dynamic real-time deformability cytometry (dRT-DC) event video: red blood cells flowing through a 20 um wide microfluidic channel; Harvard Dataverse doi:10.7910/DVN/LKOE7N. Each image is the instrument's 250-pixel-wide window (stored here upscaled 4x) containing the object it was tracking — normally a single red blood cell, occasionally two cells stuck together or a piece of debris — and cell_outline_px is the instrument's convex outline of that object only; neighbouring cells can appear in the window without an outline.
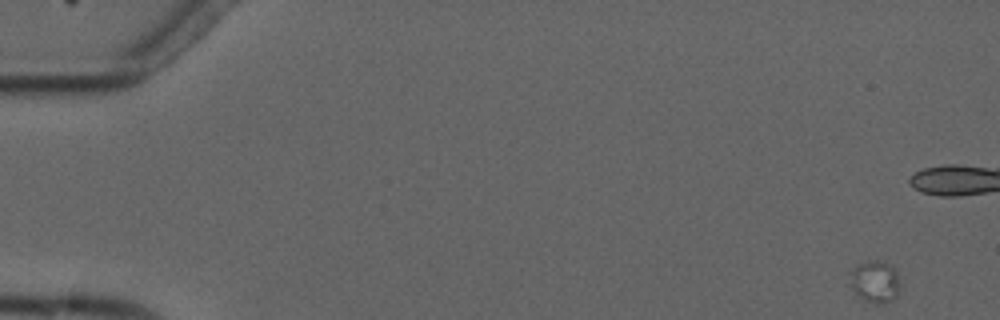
{"species": "common noctule bat (a hibernating species)", "species_latin": "Nyctalus noctula", "temperature_condition": "cold", "stored_images_in_passage": 7, "camera_frame_rate_fps": 3000, "um_per_image_px": 0.085, "animal": {"sex": "male", "forearm_length_mm": 52.5}, "frame": {"image": 1, "passage_image": 1, "time_ms": 0.0, "image_size_px": [1000, 320], "cell_outline_px": [[896, 296], [892, 300], [876, 304], [864, 300], [852, 288], [852, 272], [856, 264], [876, 260], [888, 264], [896, 272]], "centroid_in_image_um": [74.34, 23.94], "position_along_channel_um": 10.7, "area_um2": 11.39}}